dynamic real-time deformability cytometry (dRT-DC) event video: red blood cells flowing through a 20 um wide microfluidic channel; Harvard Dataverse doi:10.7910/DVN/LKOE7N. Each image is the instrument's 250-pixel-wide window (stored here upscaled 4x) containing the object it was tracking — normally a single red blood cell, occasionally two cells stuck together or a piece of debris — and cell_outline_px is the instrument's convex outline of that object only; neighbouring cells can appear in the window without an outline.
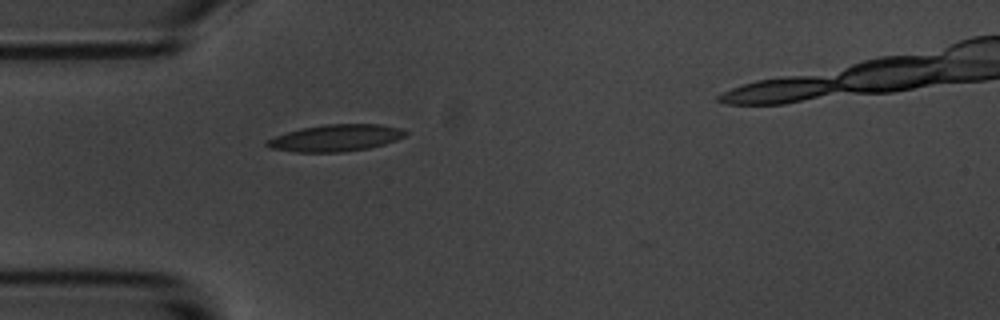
{"species": "common noctule bat (a hibernating species)", "species_latin": "Nyctalus noctula", "temperature_condition": "room temperature", "stored_images_in_passage": 36, "camera_frame_rate_fps": 3000, "um_per_image_px": 0.085, "animal": {"sex": "male", "body_mass_g": 20.1, "forearm_length_mm": 53.5}, "frame": {"image": 1, "passage_image": 1, "time_ms": 0.0, "image_size_px": [1000, 320], "cell_outline_px": [[408, 132], [404, 136], [396, 140], [384, 144], [368, 148], [344, 152], [296, 152], [268, 148], [264, 144], [264, 140], [300, 128], [324, 124], [380, 124], [400, 128]], "centroid_in_image_um": [28.49, 11.73], "position_along_channel_um": 56.5, "area_um2": 21.73}}
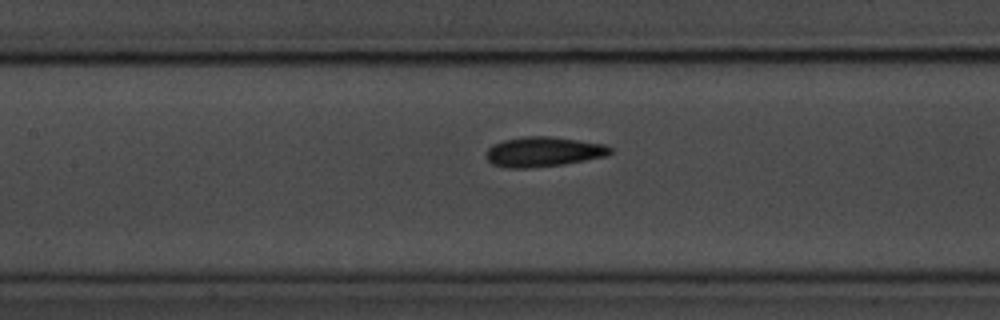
{"frame": {"image": 2, "passage_image": 10, "time_ms": 3.0, "image_size_px": [1000, 320], "cell_outline_px": [[612, 152], [608, 156], [564, 164], [528, 168], [508, 168], [492, 164], [488, 160], [488, 148], [492, 144], [504, 140], [528, 136], [548, 136], [604, 144], [612, 148]], "centroid_in_image_um": [46.21, 12.91], "position_along_channel_um": 161.2, "area_um2": 21.44}}
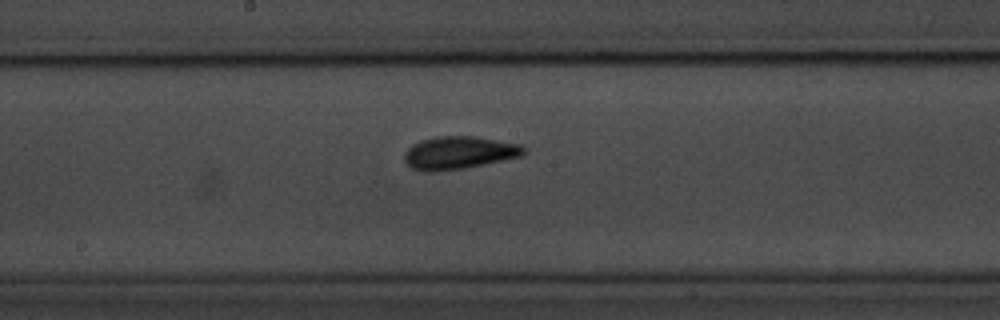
{"frame": {"image": 3, "passage_image": 14, "time_ms": 4.333, "image_size_px": [1000, 320], "cell_outline_px": [[524, 152], [520, 156], [464, 168], [436, 172], [420, 172], [412, 168], [404, 160], [404, 152], [412, 144], [420, 140], [436, 136], [472, 136], [520, 144], [524, 148]], "centroid_in_image_um": [38.92, 12.99], "position_along_channel_um": 209.3, "area_um2": 22.72}, "authors_computed_cell_mechanics": {"area_um2": 20.6924, "velocity_mm_per_s": 3.6078, "shape_relaxation_time_tau1_ms": 2.569, "shape_relaxation_time_tau2_ms": 1.7582, "deformation_change_tau1": 0.1215, "deformation_change_tau2": 0.0959}}